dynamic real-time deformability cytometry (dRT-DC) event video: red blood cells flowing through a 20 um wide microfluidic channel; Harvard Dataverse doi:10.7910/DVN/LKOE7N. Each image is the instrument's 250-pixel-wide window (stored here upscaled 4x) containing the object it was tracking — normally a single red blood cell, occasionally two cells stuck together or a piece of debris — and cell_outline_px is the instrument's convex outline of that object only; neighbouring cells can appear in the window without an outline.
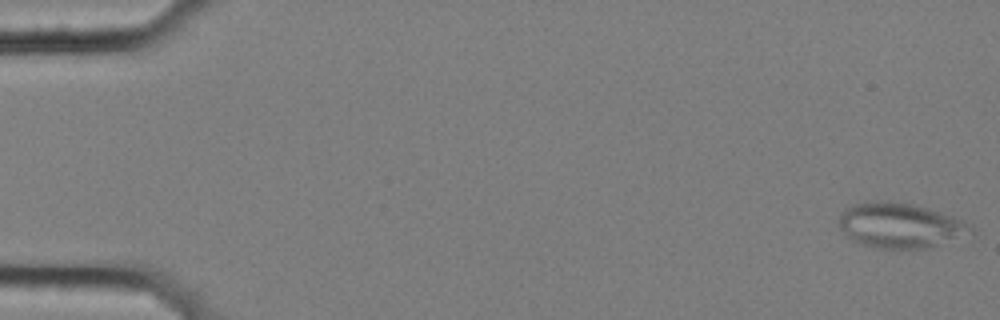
{"species": "common noctule bat (a hibernating species)", "species_latin": "Nyctalus noctula", "temperature_condition": "cold", "stored_images_in_passage": 51, "segment_of_instrument_passage": [1, 2], "camera_frame_rate_fps": 3000, "um_per_image_px": 0.085, "animal": {"sex": "female", "body_mass_g": 25.1}, "frame": {"image": 1, "passage_image": 1, "time_ms": 0.0, "image_size_px": [1000, 320], "cell_outline_px": [[976, 232], [924, 248], [900, 252], [876, 248], [860, 244], [848, 236], [840, 228], [840, 216], [844, 208], [856, 204], [884, 200], [888, 200], [912, 204], [928, 208], [952, 216], [960, 220], [972, 228]], "centroid_in_image_um": [76.48, 19.19], "position_along_channel_um": 8.5, "area_um2": 34.62}}